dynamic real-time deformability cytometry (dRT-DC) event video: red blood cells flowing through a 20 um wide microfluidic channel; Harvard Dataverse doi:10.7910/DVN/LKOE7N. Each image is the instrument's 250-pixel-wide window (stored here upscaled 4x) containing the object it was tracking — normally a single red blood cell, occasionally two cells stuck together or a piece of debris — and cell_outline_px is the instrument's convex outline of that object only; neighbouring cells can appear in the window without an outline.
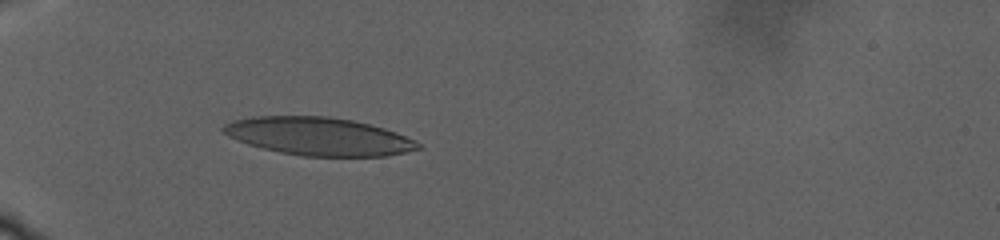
{"species": "human", "species_latin": "Homo sapiens", "temperature_condition": "warm", "stored_images_in_passage": 35, "camera_frame_rate_fps": 3000, "um_per_image_px": 0.085, "donor": {"sex": "male"}, "frame": {"image": 1, "passage_image": 12, "time_ms": 7.333, "image_size_px": [1000, 240], "cell_outline_px": [[424, 148], [388, 156], [300, 156], [280, 152], [248, 144], [236, 140], [228, 136], [220, 128], [224, 124], [232, 120], [252, 116], [328, 116], [352, 120], [384, 128], [396, 132], [420, 144]], "centroid_in_image_um": [27.06, 11.59], "position_along_channel_um": 57.9, "area_um2": 43.12}}
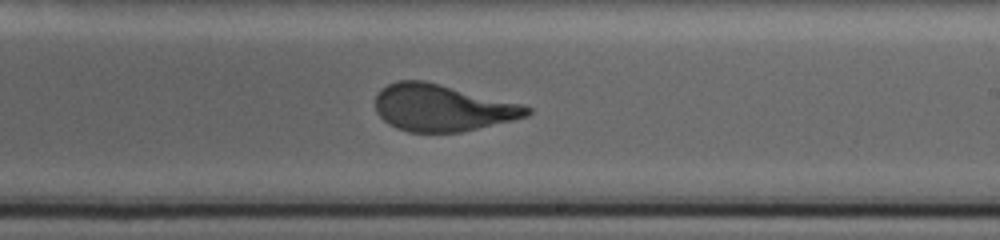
{"frame": {"image": 2, "passage_image": 23, "time_ms": 17.0, "image_size_px": [1000, 240], "cell_outline_px": [[532, 112], [528, 116], [512, 120], [460, 132], [408, 132], [396, 128], [388, 124], [376, 112], [376, 92], [380, 88], [396, 80], [424, 80], [520, 104], [532, 108]], "centroid_in_image_um": [37.53, 9.16], "position_along_channel_um": 251.5, "area_um2": 41.15}}
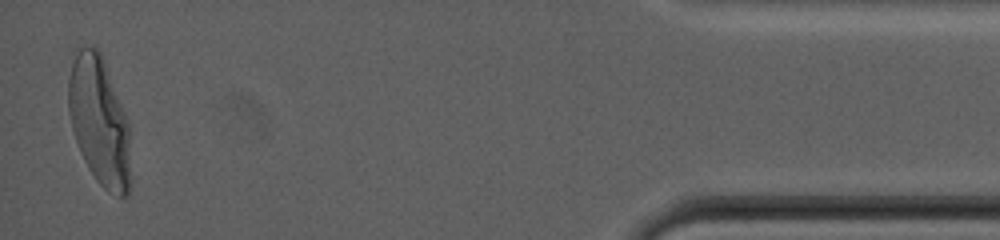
{"frame": {"image": 3, "passage_image": 35, "time_ms": 27.667, "image_size_px": [1000, 240], "cell_outline_px": [[128, 196], [120, 200], [108, 192], [96, 180], [88, 168], [80, 152], [72, 128], [68, 112], [68, 80], [72, 64], [80, 48], [96, 44], [100, 52], [128, 124]], "centroid_in_image_um": [8.4, 10.33], "position_along_channel_um": 426.8, "area_um2": 45.6}, "authors_computed_cell_mechanics": {"area_um2": 42.5986, "velocity_mm_per_s": 2.2506, "shape_relaxation_time_tau1_ms": 10.9157, "shape_relaxation_time_tau2_ms": null, "deformation_change_tau1": 0.273, "deformation_change_tau2": null}}